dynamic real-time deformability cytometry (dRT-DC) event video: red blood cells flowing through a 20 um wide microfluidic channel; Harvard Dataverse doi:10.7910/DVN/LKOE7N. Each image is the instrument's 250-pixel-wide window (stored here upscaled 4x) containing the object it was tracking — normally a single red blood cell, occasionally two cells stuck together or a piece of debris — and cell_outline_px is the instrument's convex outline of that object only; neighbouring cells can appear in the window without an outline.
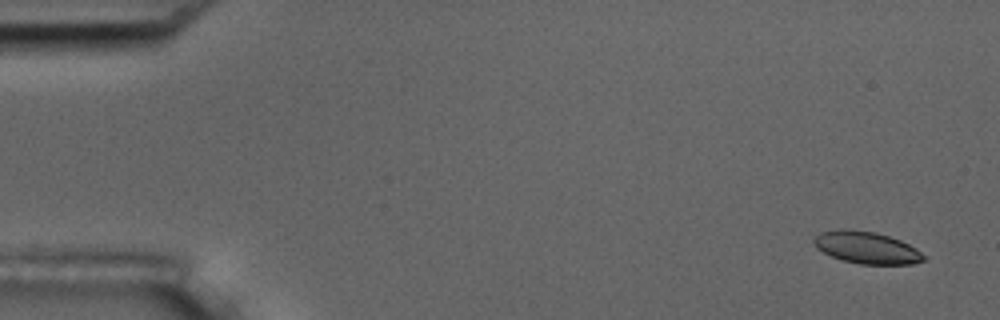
{"species": "common noctule bat (a hibernating species)", "species_latin": "Nyctalus noctula", "temperature_condition": "room temperature", "stored_images_in_passage": 5, "camera_frame_rate_fps": 3000, "um_per_image_px": 0.085, "animal": {"sex": "male", "body_mass_g": 17.5, "forearm_length_mm": 52.3}, "frame": {"image": 1, "passage_image": 1, "time_ms": 0.0, "image_size_px": [1000, 320], "cell_outline_px": [[924, 260], [912, 264], [860, 264], [840, 260], [816, 248], [812, 240], [820, 232], [840, 228], [852, 228], [876, 232], [900, 240], [916, 248], [924, 256]], "centroid_in_image_um": [73.62, 21.03], "position_along_channel_um": 11.4, "area_um2": 20.63}}
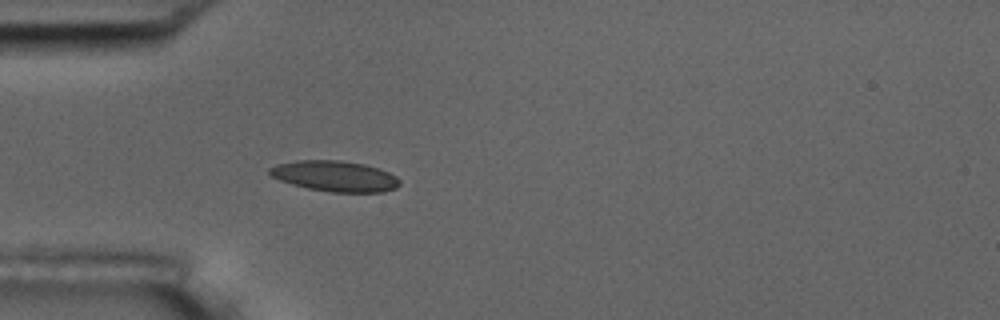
{"frame": {"image": 2, "passage_image": 5, "time_ms": 4.667, "image_size_px": [1000, 320], "cell_outline_px": [[400, 184], [396, 188], [384, 192], [332, 192], [308, 188], [292, 184], [280, 180], [272, 176], [268, 172], [268, 168], [276, 164], [296, 160], [340, 160], [364, 164], [388, 172], [396, 176], [400, 180]], "centroid_in_image_um": [28.46, 14.97], "position_along_channel_um": 56.5, "area_um2": 23.24}}